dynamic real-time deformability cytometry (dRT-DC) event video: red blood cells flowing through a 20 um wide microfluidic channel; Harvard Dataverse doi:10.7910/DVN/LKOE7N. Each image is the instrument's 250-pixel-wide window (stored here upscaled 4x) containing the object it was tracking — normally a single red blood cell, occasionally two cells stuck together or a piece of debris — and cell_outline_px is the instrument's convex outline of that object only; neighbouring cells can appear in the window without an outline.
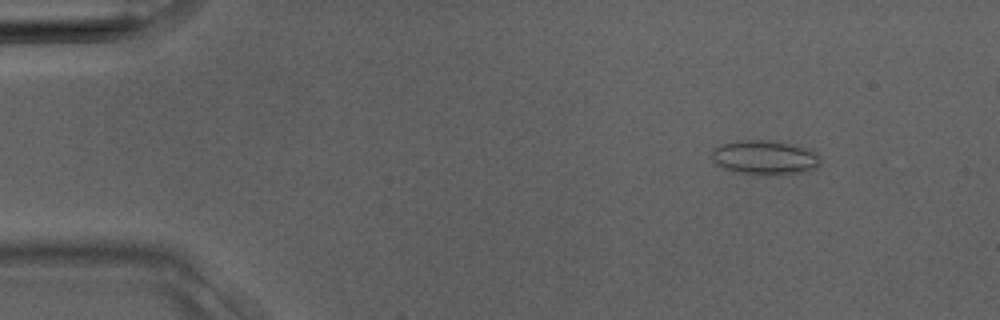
{"species": "Egyptian fruit bat (a non-hibernating species)", "species_latin": "Rousettus aegyptiacus", "temperature_condition": "room temperature", "stored_images_in_passage": 3, "camera_frame_rate_fps": 3000, "um_per_image_px": 0.085, "animal": {"sex": "male"}, "frame": {"image": 1, "passage_image": 1, "time_ms": 0.0, "image_size_px": [1000, 320], "cell_outline_px": [[820, 164], [816, 168], [800, 172], [744, 172], [724, 168], [712, 160], [712, 148], [720, 144], [736, 140], [768, 140], [788, 144], [804, 148], [816, 152], [820, 156]], "centroid_in_image_um": [64.97, 13.33], "position_along_channel_um": 20.0, "area_um2": 20.75}}